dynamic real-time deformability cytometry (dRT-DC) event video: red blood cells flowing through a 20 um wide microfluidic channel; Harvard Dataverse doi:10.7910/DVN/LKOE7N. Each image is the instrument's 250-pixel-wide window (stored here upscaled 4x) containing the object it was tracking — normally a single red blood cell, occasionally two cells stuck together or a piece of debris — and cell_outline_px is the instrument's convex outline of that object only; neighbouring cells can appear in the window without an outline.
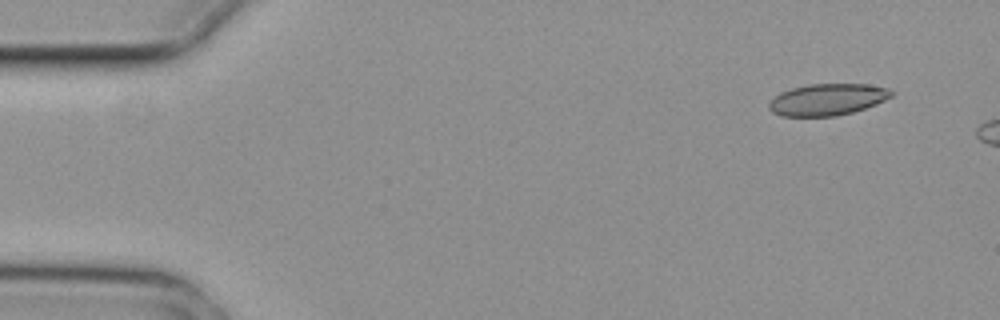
{"species": "common noctule bat (a hibernating species)", "species_latin": "Nyctalus noctula", "temperature_condition": "cold", "stored_images_in_passage": 6, "camera_frame_rate_fps": 3000, "um_per_image_px": 0.085, "animal": {"sex": "female", "body_mass_g": 29.2, "forearm_length_mm": 56.3}, "frame": {"image": 1, "passage_image": 6, "time_ms": 1.667, "image_size_px": [1000, 320], "cell_outline_px": [[892, 96], [876, 104], [852, 112], [836, 116], [780, 116], [772, 112], [768, 108], [768, 104], [780, 92], [792, 88], [808, 84], [868, 84], [892, 88]], "centroid_in_image_um": [70.34, 8.45], "position_along_channel_um": 14.7, "area_um2": 22.6}}